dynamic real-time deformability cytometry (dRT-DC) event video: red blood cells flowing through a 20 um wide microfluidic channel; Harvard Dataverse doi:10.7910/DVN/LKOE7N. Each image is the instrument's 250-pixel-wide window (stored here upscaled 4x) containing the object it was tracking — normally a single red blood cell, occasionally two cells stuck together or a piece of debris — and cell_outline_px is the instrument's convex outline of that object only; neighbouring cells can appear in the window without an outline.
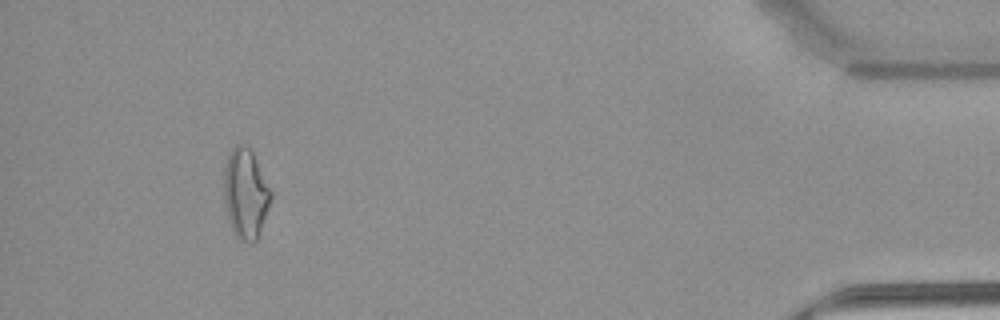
{"species": "common noctule bat (a hibernating species)", "species_latin": "Nyctalus noctula", "temperature_condition": "warm", "stored_images_in_passage": 53, "segment_of_instrument_passage": [2, 2], "camera_frame_rate_fps": 3000, "um_per_image_px": 0.085, "animal": {"sex": "female", "body_mass_g": 22.7, "forearm_length_mm": 54.2}, "frame": {"image": 1, "passage_image": 49, "time_ms": 16.0, "image_size_px": [1000, 320], "cell_outline_px": [[272, 200], [256, 240], [252, 244], [240, 240], [236, 236], [228, 220], [224, 200], [224, 168], [228, 156], [232, 148], [236, 144], [248, 144], [272, 192]], "centroid_in_image_um": [20.87, 16.45], "position_along_channel_um": 414.3, "area_um2": 24.62}}